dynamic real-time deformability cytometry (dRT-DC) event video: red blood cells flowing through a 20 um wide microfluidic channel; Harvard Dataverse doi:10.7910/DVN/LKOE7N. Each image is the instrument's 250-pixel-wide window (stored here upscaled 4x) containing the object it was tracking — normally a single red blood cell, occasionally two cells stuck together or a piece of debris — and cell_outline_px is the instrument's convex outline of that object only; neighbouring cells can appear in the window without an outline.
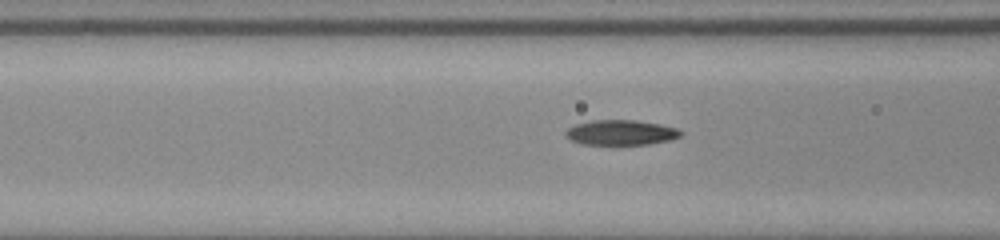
{"species": "common noctule bat (a hibernating species)", "species_latin": "Nyctalus noctula", "temperature_condition": "room temperature", "stored_images_in_passage": 16, "camera_frame_rate_fps": 3000, "um_per_image_px": 0.085, "animal": {"sex": "male", "body_mass_g": 20.0, "forearm_length_mm": 53.3}, "frame": {"image": 1, "passage_image": 14, "time_ms": 4.333, "image_size_px": [1000, 240], "cell_outline_px": [[684, 132], [680, 136], [672, 140], [648, 144], [584, 144], [572, 140], [564, 136], [564, 132], [568, 128], [576, 124], [592, 120], [636, 120], [660, 124], [676, 128]], "centroid_in_image_um": [52.79, 11.26], "position_along_channel_um": 113.8, "area_um2": 16.82}}